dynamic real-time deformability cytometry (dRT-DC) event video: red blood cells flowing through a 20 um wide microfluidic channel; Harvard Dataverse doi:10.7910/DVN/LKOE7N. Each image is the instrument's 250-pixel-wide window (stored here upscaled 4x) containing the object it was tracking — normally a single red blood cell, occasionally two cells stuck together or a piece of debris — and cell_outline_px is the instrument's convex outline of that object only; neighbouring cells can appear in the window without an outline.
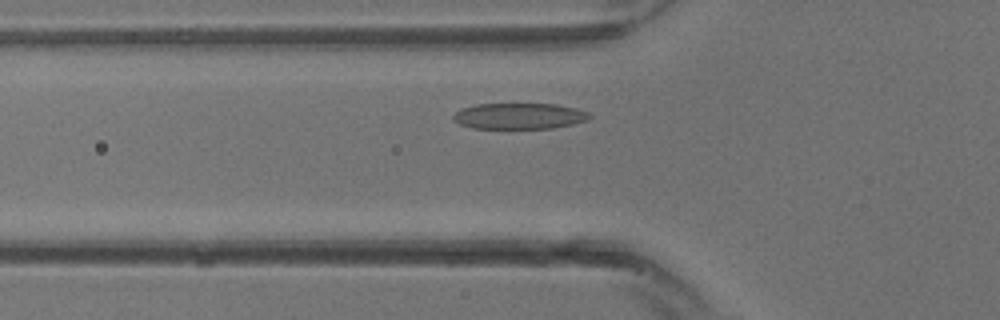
{"species": "common noctule bat (a hibernating species)", "species_latin": "Nyctalus noctula", "temperature_condition": "warm", "stored_images_in_passage": 14, "camera_frame_rate_fps": 3000, "um_per_image_px": 0.085, "animal": {"sex": "male", "body_mass_g": 13.3}, "frame": {"image": 1, "passage_image": 6, "time_ms": 1.667, "image_size_px": [1000, 320], "cell_outline_px": [[592, 116], [588, 120], [572, 124], [552, 128], [472, 128], [460, 124], [452, 116], [460, 108], [476, 104], [556, 104], [576, 108], [588, 112]], "centroid_in_image_um": [44.15, 9.86], "position_along_channel_um": 81.6, "area_um2": 20.58}}
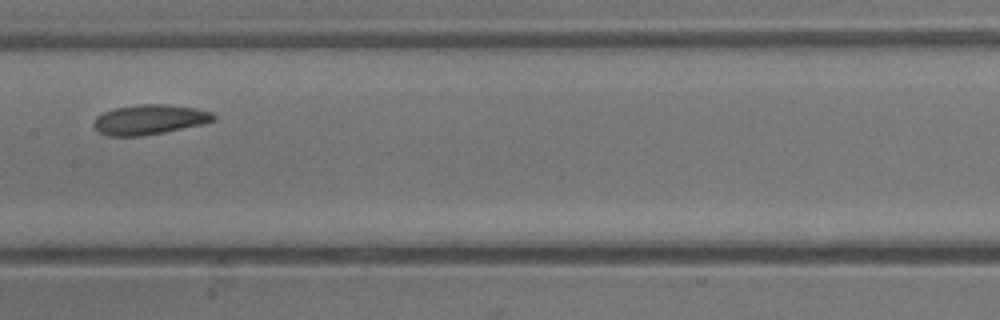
{"frame": {"image": 2, "passage_image": 11, "time_ms": 3.333, "image_size_px": [1000, 320], "cell_outline_px": [[216, 120], [204, 124], [164, 132], [140, 136], [108, 136], [100, 132], [92, 124], [96, 116], [104, 112], [116, 108], [136, 104], [168, 104], [196, 108], [212, 112], [216, 116]], "centroid_in_image_um": [12.74, 10.16], "position_along_channel_um": 194.7, "area_um2": 20.98}}
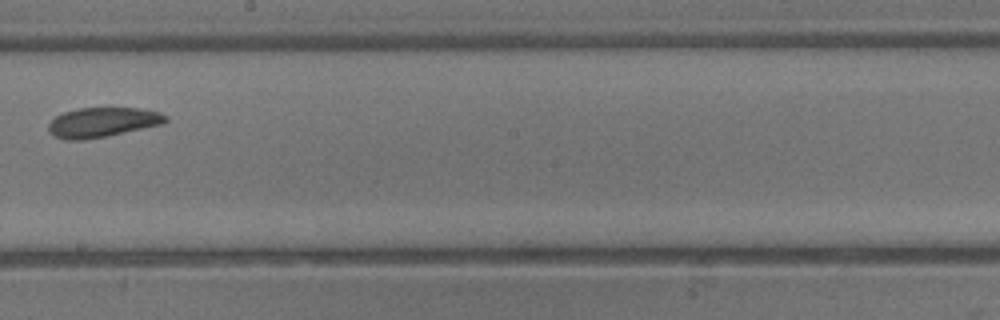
{"frame": {"image": 3, "passage_image": 13, "time_ms": 4.0, "image_size_px": [1000, 320], "cell_outline_px": [[168, 120], [164, 124], [108, 136], [84, 140], [64, 140], [52, 136], [48, 132], [48, 124], [56, 116], [64, 112], [76, 108], [140, 108], [160, 112], [168, 116]], "centroid_in_image_um": [8.71, 10.4], "position_along_channel_um": 239.5, "area_um2": 20.63}}